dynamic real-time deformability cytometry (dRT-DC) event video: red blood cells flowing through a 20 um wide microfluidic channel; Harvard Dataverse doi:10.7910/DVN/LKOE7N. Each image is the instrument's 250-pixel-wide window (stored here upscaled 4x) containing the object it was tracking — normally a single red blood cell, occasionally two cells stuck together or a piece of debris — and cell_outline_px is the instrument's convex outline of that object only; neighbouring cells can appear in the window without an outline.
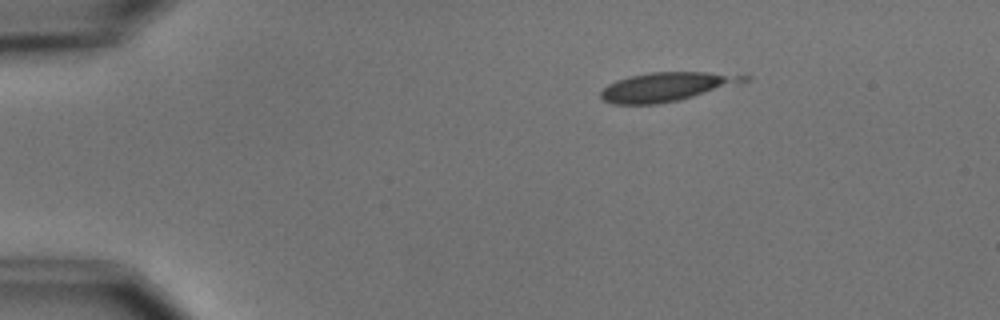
{"species": "common noctule bat (a hibernating species)", "species_latin": "Nyctalus noctula", "temperature_condition": "cold", "stored_images_in_passage": 4, "camera_frame_rate_fps": 3000, "um_per_image_px": 0.085, "animal": {"sex": "male", "body_mass_g": 15.6}, "frame": {"image": 1, "passage_image": 4, "time_ms": 3.667, "image_size_px": [1000, 320], "cell_outline_px": [[752, 80], [680, 100], [656, 104], [612, 104], [604, 100], [600, 96], [600, 92], [608, 84], [616, 80], [628, 76], [648, 72], [708, 72], [752, 76]], "centroid_in_image_um": [56.67, 7.37], "position_along_channel_um": 28.3, "area_um2": 24.28}}